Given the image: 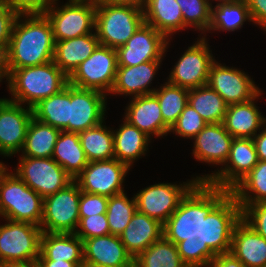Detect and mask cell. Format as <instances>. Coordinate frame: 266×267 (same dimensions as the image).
<instances>
[{
  "label": "cell",
  "instance_id": "cell-13",
  "mask_svg": "<svg viewBox=\"0 0 266 267\" xmlns=\"http://www.w3.org/2000/svg\"><path fill=\"white\" fill-rule=\"evenodd\" d=\"M16 174L43 198L64 189L73 181L52 157H21Z\"/></svg>",
  "mask_w": 266,
  "mask_h": 267
},
{
  "label": "cell",
  "instance_id": "cell-8",
  "mask_svg": "<svg viewBox=\"0 0 266 267\" xmlns=\"http://www.w3.org/2000/svg\"><path fill=\"white\" fill-rule=\"evenodd\" d=\"M44 198L10 172L0 188V215L7 220L40 226Z\"/></svg>",
  "mask_w": 266,
  "mask_h": 267
},
{
  "label": "cell",
  "instance_id": "cell-51",
  "mask_svg": "<svg viewBox=\"0 0 266 267\" xmlns=\"http://www.w3.org/2000/svg\"><path fill=\"white\" fill-rule=\"evenodd\" d=\"M0 267H38L37 261L33 262H0Z\"/></svg>",
  "mask_w": 266,
  "mask_h": 267
},
{
  "label": "cell",
  "instance_id": "cell-31",
  "mask_svg": "<svg viewBox=\"0 0 266 267\" xmlns=\"http://www.w3.org/2000/svg\"><path fill=\"white\" fill-rule=\"evenodd\" d=\"M52 158L73 180L89 162L81 146L79 134L65 131H61L57 138Z\"/></svg>",
  "mask_w": 266,
  "mask_h": 267
},
{
  "label": "cell",
  "instance_id": "cell-24",
  "mask_svg": "<svg viewBox=\"0 0 266 267\" xmlns=\"http://www.w3.org/2000/svg\"><path fill=\"white\" fill-rule=\"evenodd\" d=\"M162 60L143 62L135 66H118L115 81L110 93L132 95V97L153 94L149 89ZM134 95V96H133Z\"/></svg>",
  "mask_w": 266,
  "mask_h": 267
},
{
  "label": "cell",
  "instance_id": "cell-33",
  "mask_svg": "<svg viewBox=\"0 0 266 267\" xmlns=\"http://www.w3.org/2000/svg\"><path fill=\"white\" fill-rule=\"evenodd\" d=\"M32 109L33 117L38 121L67 132L69 123V83L59 93L42 99Z\"/></svg>",
  "mask_w": 266,
  "mask_h": 267
},
{
  "label": "cell",
  "instance_id": "cell-5",
  "mask_svg": "<svg viewBox=\"0 0 266 267\" xmlns=\"http://www.w3.org/2000/svg\"><path fill=\"white\" fill-rule=\"evenodd\" d=\"M12 102H27L33 108L42 99L59 93L68 84V76L53 62L13 70L8 75Z\"/></svg>",
  "mask_w": 266,
  "mask_h": 267
},
{
  "label": "cell",
  "instance_id": "cell-38",
  "mask_svg": "<svg viewBox=\"0 0 266 267\" xmlns=\"http://www.w3.org/2000/svg\"><path fill=\"white\" fill-rule=\"evenodd\" d=\"M245 267L209 231L203 236L199 248V267Z\"/></svg>",
  "mask_w": 266,
  "mask_h": 267
},
{
  "label": "cell",
  "instance_id": "cell-25",
  "mask_svg": "<svg viewBox=\"0 0 266 267\" xmlns=\"http://www.w3.org/2000/svg\"><path fill=\"white\" fill-rule=\"evenodd\" d=\"M260 94L248 102L228 105L222 124L233 138L253 139L257 131L266 125V118L254 104Z\"/></svg>",
  "mask_w": 266,
  "mask_h": 267
},
{
  "label": "cell",
  "instance_id": "cell-47",
  "mask_svg": "<svg viewBox=\"0 0 266 267\" xmlns=\"http://www.w3.org/2000/svg\"><path fill=\"white\" fill-rule=\"evenodd\" d=\"M252 22L266 29V0H246ZM266 31V30H265Z\"/></svg>",
  "mask_w": 266,
  "mask_h": 267
},
{
  "label": "cell",
  "instance_id": "cell-3",
  "mask_svg": "<svg viewBox=\"0 0 266 267\" xmlns=\"http://www.w3.org/2000/svg\"><path fill=\"white\" fill-rule=\"evenodd\" d=\"M22 17L26 19L20 20ZM54 47L52 26L44 13L18 14L6 51L8 75L15 69L53 61Z\"/></svg>",
  "mask_w": 266,
  "mask_h": 267
},
{
  "label": "cell",
  "instance_id": "cell-53",
  "mask_svg": "<svg viewBox=\"0 0 266 267\" xmlns=\"http://www.w3.org/2000/svg\"><path fill=\"white\" fill-rule=\"evenodd\" d=\"M7 169L8 168L5 167L4 163L0 162V188L6 177L9 175V172L6 171Z\"/></svg>",
  "mask_w": 266,
  "mask_h": 267
},
{
  "label": "cell",
  "instance_id": "cell-26",
  "mask_svg": "<svg viewBox=\"0 0 266 267\" xmlns=\"http://www.w3.org/2000/svg\"><path fill=\"white\" fill-rule=\"evenodd\" d=\"M96 32L76 38L56 41L53 62L69 77L97 48Z\"/></svg>",
  "mask_w": 266,
  "mask_h": 267
},
{
  "label": "cell",
  "instance_id": "cell-41",
  "mask_svg": "<svg viewBox=\"0 0 266 267\" xmlns=\"http://www.w3.org/2000/svg\"><path fill=\"white\" fill-rule=\"evenodd\" d=\"M237 213L249 226L266 239V202L254 204H222Z\"/></svg>",
  "mask_w": 266,
  "mask_h": 267
},
{
  "label": "cell",
  "instance_id": "cell-12",
  "mask_svg": "<svg viewBox=\"0 0 266 267\" xmlns=\"http://www.w3.org/2000/svg\"><path fill=\"white\" fill-rule=\"evenodd\" d=\"M40 226L8 220L0 225V262H33L40 255Z\"/></svg>",
  "mask_w": 266,
  "mask_h": 267
},
{
  "label": "cell",
  "instance_id": "cell-10",
  "mask_svg": "<svg viewBox=\"0 0 266 267\" xmlns=\"http://www.w3.org/2000/svg\"><path fill=\"white\" fill-rule=\"evenodd\" d=\"M117 68L116 49L99 44L94 52L68 77V83L107 95L113 87Z\"/></svg>",
  "mask_w": 266,
  "mask_h": 267
},
{
  "label": "cell",
  "instance_id": "cell-49",
  "mask_svg": "<svg viewBox=\"0 0 266 267\" xmlns=\"http://www.w3.org/2000/svg\"><path fill=\"white\" fill-rule=\"evenodd\" d=\"M38 267H80L83 263H73L65 260H37Z\"/></svg>",
  "mask_w": 266,
  "mask_h": 267
},
{
  "label": "cell",
  "instance_id": "cell-21",
  "mask_svg": "<svg viewBox=\"0 0 266 267\" xmlns=\"http://www.w3.org/2000/svg\"><path fill=\"white\" fill-rule=\"evenodd\" d=\"M126 108L124 120L147 136L163 137L169 133L170 128L163 121L160 104L154 94L134 97Z\"/></svg>",
  "mask_w": 266,
  "mask_h": 267
},
{
  "label": "cell",
  "instance_id": "cell-32",
  "mask_svg": "<svg viewBox=\"0 0 266 267\" xmlns=\"http://www.w3.org/2000/svg\"><path fill=\"white\" fill-rule=\"evenodd\" d=\"M60 130L32 118L26 132L22 157L50 158Z\"/></svg>",
  "mask_w": 266,
  "mask_h": 267
},
{
  "label": "cell",
  "instance_id": "cell-19",
  "mask_svg": "<svg viewBox=\"0 0 266 267\" xmlns=\"http://www.w3.org/2000/svg\"><path fill=\"white\" fill-rule=\"evenodd\" d=\"M32 118V108L0 99V154L8 157L22 150Z\"/></svg>",
  "mask_w": 266,
  "mask_h": 267
},
{
  "label": "cell",
  "instance_id": "cell-40",
  "mask_svg": "<svg viewBox=\"0 0 266 267\" xmlns=\"http://www.w3.org/2000/svg\"><path fill=\"white\" fill-rule=\"evenodd\" d=\"M179 4L184 28L187 26L198 28L200 31H207L211 22V6L207 0H176Z\"/></svg>",
  "mask_w": 266,
  "mask_h": 267
},
{
  "label": "cell",
  "instance_id": "cell-52",
  "mask_svg": "<svg viewBox=\"0 0 266 267\" xmlns=\"http://www.w3.org/2000/svg\"><path fill=\"white\" fill-rule=\"evenodd\" d=\"M7 77L8 81V72L6 67V52H0V82L1 79Z\"/></svg>",
  "mask_w": 266,
  "mask_h": 267
},
{
  "label": "cell",
  "instance_id": "cell-22",
  "mask_svg": "<svg viewBox=\"0 0 266 267\" xmlns=\"http://www.w3.org/2000/svg\"><path fill=\"white\" fill-rule=\"evenodd\" d=\"M193 156L202 162L223 165L228 159L233 137L221 123H207L194 137Z\"/></svg>",
  "mask_w": 266,
  "mask_h": 267
},
{
  "label": "cell",
  "instance_id": "cell-23",
  "mask_svg": "<svg viewBox=\"0 0 266 267\" xmlns=\"http://www.w3.org/2000/svg\"><path fill=\"white\" fill-rule=\"evenodd\" d=\"M168 231L158 220L136 211L119 237L128 253L135 259Z\"/></svg>",
  "mask_w": 266,
  "mask_h": 267
},
{
  "label": "cell",
  "instance_id": "cell-15",
  "mask_svg": "<svg viewBox=\"0 0 266 267\" xmlns=\"http://www.w3.org/2000/svg\"><path fill=\"white\" fill-rule=\"evenodd\" d=\"M206 38L190 46L171 71L168 83L187 89L207 85L211 64L215 61Z\"/></svg>",
  "mask_w": 266,
  "mask_h": 267
},
{
  "label": "cell",
  "instance_id": "cell-54",
  "mask_svg": "<svg viewBox=\"0 0 266 267\" xmlns=\"http://www.w3.org/2000/svg\"><path fill=\"white\" fill-rule=\"evenodd\" d=\"M215 1H220V3H217V4H230V3H238V2H241L243 0H215ZM208 4L212 7V4L209 3V0H207Z\"/></svg>",
  "mask_w": 266,
  "mask_h": 267
},
{
  "label": "cell",
  "instance_id": "cell-37",
  "mask_svg": "<svg viewBox=\"0 0 266 267\" xmlns=\"http://www.w3.org/2000/svg\"><path fill=\"white\" fill-rule=\"evenodd\" d=\"M211 7L209 30L235 31L243 26L246 20L252 21L246 0L238 3L217 4Z\"/></svg>",
  "mask_w": 266,
  "mask_h": 267
},
{
  "label": "cell",
  "instance_id": "cell-11",
  "mask_svg": "<svg viewBox=\"0 0 266 267\" xmlns=\"http://www.w3.org/2000/svg\"><path fill=\"white\" fill-rule=\"evenodd\" d=\"M59 8L52 5L44 13L51 23L55 42L93 32L96 0H69Z\"/></svg>",
  "mask_w": 266,
  "mask_h": 267
},
{
  "label": "cell",
  "instance_id": "cell-36",
  "mask_svg": "<svg viewBox=\"0 0 266 267\" xmlns=\"http://www.w3.org/2000/svg\"><path fill=\"white\" fill-rule=\"evenodd\" d=\"M153 94L159 101L164 123L171 129L188 104L189 89L166 82Z\"/></svg>",
  "mask_w": 266,
  "mask_h": 267
},
{
  "label": "cell",
  "instance_id": "cell-43",
  "mask_svg": "<svg viewBox=\"0 0 266 267\" xmlns=\"http://www.w3.org/2000/svg\"><path fill=\"white\" fill-rule=\"evenodd\" d=\"M79 230L75 234L84 241L93 237L106 236L110 234L108 219L106 214L93 215L80 218Z\"/></svg>",
  "mask_w": 266,
  "mask_h": 267
},
{
  "label": "cell",
  "instance_id": "cell-56",
  "mask_svg": "<svg viewBox=\"0 0 266 267\" xmlns=\"http://www.w3.org/2000/svg\"><path fill=\"white\" fill-rule=\"evenodd\" d=\"M4 3V0H0V5H2Z\"/></svg>",
  "mask_w": 266,
  "mask_h": 267
},
{
  "label": "cell",
  "instance_id": "cell-2",
  "mask_svg": "<svg viewBox=\"0 0 266 267\" xmlns=\"http://www.w3.org/2000/svg\"><path fill=\"white\" fill-rule=\"evenodd\" d=\"M208 231L245 267H266V239L220 202L206 210Z\"/></svg>",
  "mask_w": 266,
  "mask_h": 267
},
{
  "label": "cell",
  "instance_id": "cell-1",
  "mask_svg": "<svg viewBox=\"0 0 266 267\" xmlns=\"http://www.w3.org/2000/svg\"><path fill=\"white\" fill-rule=\"evenodd\" d=\"M137 211L158 220L168 230L208 228L207 201L196 178L183 185L159 183L134 196Z\"/></svg>",
  "mask_w": 266,
  "mask_h": 267
},
{
  "label": "cell",
  "instance_id": "cell-28",
  "mask_svg": "<svg viewBox=\"0 0 266 267\" xmlns=\"http://www.w3.org/2000/svg\"><path fill=\"white\" fill-rule=\"evenodd\" d=\"M143 12L144 22L167 38L184 29L182 11L176 0H146Z\"/></svg>",
  "mask_w": 266,
  "mask_h": 267
},
{
  "label": "cell",
  "instance_id": "cell-48",
  "mask_svg": "<svg viewBox=\"0 0 266 267\" xmlns=\"http://www.w3.org/2000/svg\"><path fill=\"white\" fill-rule=\"evenodd\" d=\"M260 134H256L253 137L255 149L257 152L258 160L266 161V125L264 126Z\"/></svg>",
  "mask_w": 266,
  "mask_h": 267
},
{
  "label": "cell",
  "instance_id": "cell-44",
  "mask_svg": "<svg viewBox=\"0 0 266 267\" xmlns=\"http://www.w3.org/2000/svg\"><path fill=\"white\" fill-rule=\"evenodd\" d=\"M109 198L98 194H90L81 191L79 201L80 218L90 217L93 215L106 214Z\"/></svg>",
  "mask_w": 266,
  "mask_h": 267
},
{
  "label": "cell",
  "instance_id": "cell-16",
  "mask_svg": "<svg viewBox=\"0 0 266 267\" xmlns=\"http://www.w3.org/2000/svg\"><path fill=\"white\" fill-rule=\"evenodd\" d=\"M168 40L164 34L144 22L124 45L116 49L118 66H135L162 60Z\"/></svg>",
  "mask_w": 266,
  "mask_h": 267
},
{
  "label": "cell",
  "instance_id": "cell-34",
  "mask_svg": "<svg viewBox=\"0 0 266 267\" xmlns=\"http://www.w3.org/2000/svg\"><path fill=\"white\" fill-rule=\"evenodd\" d=\"M188 103L207 123H221L228 104L208 84L189 89Z\"/></svg>",
  "mask_w": 266,
  "mask_h": 267
},
{
  "label": "cell",
  "instance_id": "cell-46",
  "mask_svg": "<svg viewBox=\"0 0 266 267\" xmlns=\"http://www.w3.org/2000/svg\"><path fill=\"white\" fill-rule=\"evenodd\" d=\"M58 0H4L18 14L45 13Z\"/></svg>",
  "mask_w": 266,
  "mask_h": 267
},
{
  "label": "cell",
  "instance_id": "cell-39",
  "mask_svg": "<svg viewBox=\"0 0 266 267\" xmlns=\"http://www.w3.org/2000/svg\"><path fill=\"white\" fill-rule=\"evenodd\" d=\"M137 211L136 200H129L124 192L109 197L107 219L110 234L119 236L130 223Z\"/></svg>",
  "mask_w": 266,
  "mask_h": 267
},
{
  "label": "cell",
  "instance_id": "cell-14",
  "mask_svg": "<svg viewBox=\"0 0 266 267\" xmlns=\"http://www.w3.org/2000/svg\"><path fill=\"white\" fill-rule=\"evenodd\" d=\"M129 169L115 158L88 162L74 181L81 191L109 198L124 192L122 183Z\"/></svg>",
  "mask_w": 266,
  "mask_h": 267
},
{
  "label": "cell",
  "instance_id": "cell-29",
  "mask_svg": "<svg viewBox=\"0 0 266 267\" xmlns=\"http://www.w3.org/2000/svg\"><path fill=\"white\" fill-rule=\"evenodd\" d=\"M258 202H266V161L262 160H259L253 169L220 201L221 204Z\"/></svg>",
  "mask_w": 266,
  "mask_h": 267
},
{
  "label": "cell",
  "instance_id": "cell-27",
  "mask_svg": "<svg viewBox=\"0 0 266 267\" xmlns=\"http://www.w3.org/2000/svg\"><path fill=\"white\" fill-rule=\"evenodd\" d=\"M37 260L84 263L83 241L75 233L43 232Z\"/></svg>",
  "mask_w": 266,
  "mask_h": 267
},
{
  "label": "cell",
  "instance_id": "cell-17",
  "mask_svg": "<svg viewBox=\"0 0 266 267\" xmlns=\"http://www.w3.org/2000/svg\"><path fill=\"white\" fill-rule=\"evenodd\" d=\"M106 94L69 84L67 132L80 133L104 121Z\"/></svg>",
  "mask_w": 266,
  "mask_h": 267
},
{
  "label": "cell",
  "instance_id": "cell-7",
  "mask_svg": "<svg viewBox=\"0 0 266 267\" xmlns=\"http://www.w3.org/2000/svg\"><path fill=\"white\" fill-rule=\"evenodd\" d=\"M144 23L142 8L96 3L95 28L100 45L117 49Z\"/></svg>",
  "mask_w": 266,
  "mask_h": 267
},
{
  "label": "cell",
  "instance_id": "cell-20",
  "mask_svg": "<svg viewBox=\"0 0 266 267\" xmlns=\"http://www.w3.org/2000/svg\"><path fill=\"white\" fill-rule=\"evenodd\" d=\"M83 253L84 263L106 267H134L133 257L117 235L85 239Z\"/></svg>",
  "mask_w": 266,
  "mask_h": 267
},
{
  "label": "cell",
  "instance_id": "cell-18",
  "mask_svg": "<svg viewBox=\"0 0 266 267\" xmlns=\"http://www.w3.org/2000/svg\"><path fill=\"white\" fill-rule=\"evenodd\" d=\"M228 104L245 103L261 91L242 70L226 67L216 62L211 64L207 83Z\"/></svg>",
  "mask_w": 266,
  "mask_h": 267
},
{
  "label": "cell",
  "instance_id": "cell-50",
  "mask_svg": "<svg viewBox=\"0 0 266 267\" xmlns=\"http://www.w3.org/2000/svg\"><path fill=\"white\" fill-rule=\"evenodd\" d=\"M96 3H107L111 5H130L143 9L146 0H96Z\"/></svg>",
  "mask_w": 266,
  "mask_h": 267
},
{
  "label": "cell",
  "instance_id": "cell-55",
  "mask_svg": "<svg viewBox=\"0 0 266 267\" xmlns=\"http://www.w3.org/2000/svg\"><path fill=\"white\" fill-rule=\"evenodd\" d=\"M80 267H106V266H98V265H92L89 263H83Z\"/></svg>",
  "mask_w": 266,
  "mask_h": 267
},
{
  "label": "cell",
  "instance_id": "cell-42",
  "mask_svg": "<svg viewBox=\"0 0 266 267\" xmlns=\"http://www.w3.org/2000/svg\"><path fill=\"white\" fill-rule=\"evenodd\" d=\"M206 125L207 122L188 103L169 132L193 139Z\"/></svg>",
  "mask_w": 266,
  "mask_h": 267
},
{
  "label": "cell",
  "instance_id": "cell-9",
  "mask_svg": "<svg viewBox=\"0 0 266 267\" xmlns=\"http://www.w3.org/2000/svg\"><path fill=\"white\" fill-rule=\"evenodd\" d=\"M81 190L73 180L64 189L44 197L41 230L49 233H75L80 221Z\"/></svg>",
  "mask_w": 266,
  "mask_h": 267
},
{
  "label": "cell",
  "instance_id": "cell-45",
  "mask_svg": "<svg viewBox=\"0 0 266 267\" xmlns=\"http://www.w3.org/2000/svg\"><path fill=\"white\" fill-rule=\"evenodd\" d=\"M18 13L6 2L0 5V52H6Z\"/></svg>",
  "mask_w": 266,
  "mask_h": 267
},
{
  "label": "cell",
  "instance_id": "cell-4",
  "mask_svg": "<svg viewBox=\"0 0 266 267\" xmlns=\"http://www.w3.org/2000/svg\"><path fill=\"white\" fill-rule=\"evenodd\" d=\"M208 228L169 230L134 259V267H199V248Z\"/></svg>",
  "mask_w": 266,
  "mask_h": 267
},
{
  "label": "cell",
  "instance_id": "cell-35",
  "mask_svg": "<svg viewBox=\"0 0 266 267\" xmlns=\"http://www.w3.org/2000/svg\"><path fill=\"white\" fill-rule=\"evenodd\" d=\"M102 123L78 133L89 162L114 158L113 131L107 129Z\"/></svg>",
  "mask_w": 266,
  "mask_h": 267
},
{
  "label": "cell",
  "instance_id": "cell-6",
  "mask_svg": "<svg viewBox=\"0 0 266 267\" xmlns=\"http://www.w3.org/2000/svg\"><path fill=\"white\" fill-rule=\"evenodd\" d=\"M258 161L253 139L233 138L225 168L221 167L216 173L196 178L202 185L207 203L220 202Z\"/></svg>",
  "mask_w": 266,
  "mask_h": 267
},
{
  "label": "cell",
  "instance_id": "cell-30",
  "mask_svg": "<svg viewBox=\"0 0 266 267\" xmlns=\"http://www.w3.org/2000/svg\"><path fill=\"white\" fill-rule=\"evenodd\" d=\"M117 130L113 132L114 158L130 168L134 160L146 154L151 139L126 120Z\"/></svg>",
  "mask_w": 266,
  "mask_h": 267
}]
</instances>
